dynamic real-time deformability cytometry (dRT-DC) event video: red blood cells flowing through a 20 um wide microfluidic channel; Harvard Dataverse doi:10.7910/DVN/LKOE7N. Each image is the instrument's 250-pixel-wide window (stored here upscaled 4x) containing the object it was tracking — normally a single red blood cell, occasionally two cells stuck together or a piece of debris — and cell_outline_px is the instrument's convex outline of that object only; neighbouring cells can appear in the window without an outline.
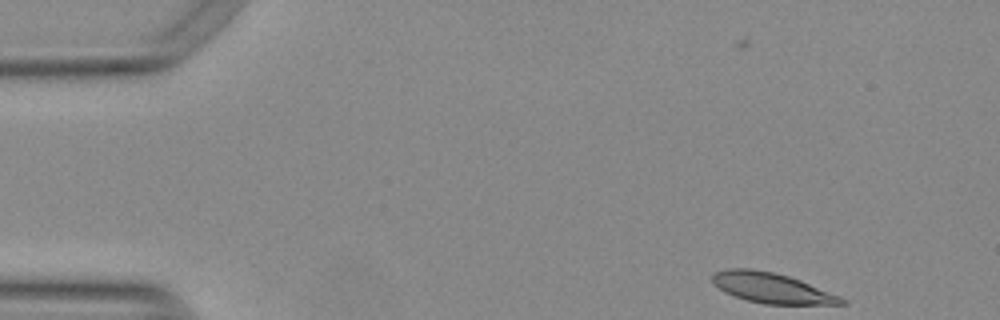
{"species": "Egyptian fruit bat (a non-hibernating species)", "species_latin": "Rousettus aegyptiacus", "temperature_condition": "warm", "stored_images_in_passage": 50, "camera_frame_rate_fps": 3000, "um_per_image_px": 0.085, "animal": {"sex": "female"}, "frame": {"image": 1, "passage_image": 1, "time_ms": 0.0, "image_size_px": [1000, 320], "cell_outline_px": [[848, 304], [764, 304], [748, 300], [724, 292], [712, 280], [712, 272], [728, 268], [752, 268], [776, 272], [800, 280], [840, 296], [848, 300]], "centroid_in_image_um": [65.61, 24.46], "position_along_channel_um": 19.4, "area_um2": 22.72}}
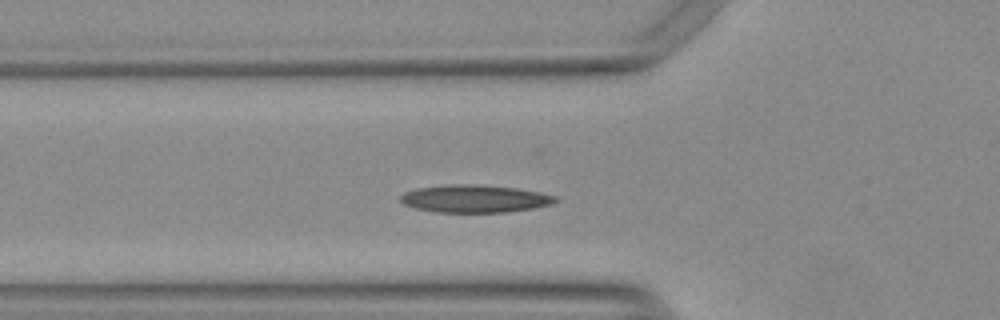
{"frame": {"image": 2, "passage_image": 14, "time_ms": 4.333, "image_size_px": [1000, 320], "cell_outline_px": [[556, 200], [552, 204], [532, 208], [508, 212], [436, 212], [416, 208], [404, 204], [400, 200], [400, 196], [404, 192], [416, 188], [456, 184], [468, 184], [512, 188], [536, 192], [556, 196]], "centroid_in_image_um": [40.3, 16.9], "position_along_channel_um": 85.5, "area_um2": 24.45}}
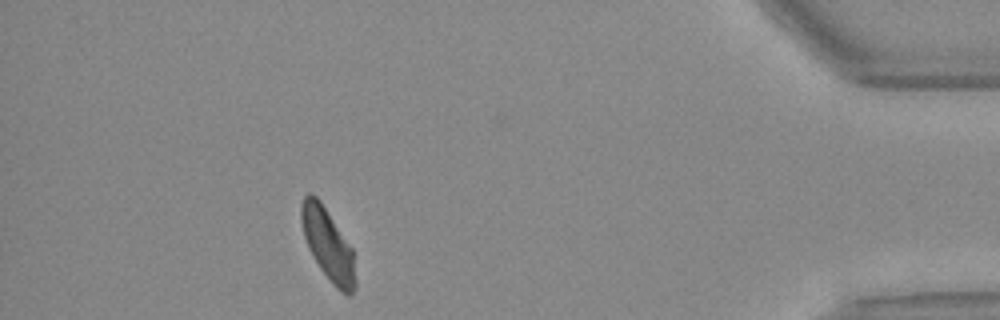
{"frame": {"image": 3, "passage_image": 44, "time_ms": 14.333, "image_size_px": [1000, 320], "cell_outline_px": [[356, 284], [352, 292], [348, 296], [340, 292], [332, 284], [320, 268], [308, 248], [304, 236], [300, 220], [300, 208], [304, 196], [308, 192], [316, 196], [320, 200], [352, 248], [356, 280]], "centroid_in_image_um": [27.86, 20.79], "position_along_channel_um": 407.3, "area_um2": 22.54}, "authors_computed_cell_mechanics": {"area_um2": 23.2934, "velocity_mm_per_s": 3.7556, "shape_relaxation_time_tau1_ms": null, "shape_relaxation_time_tau2_ms": 5.4395, "deformation_change_tau1": null, "deformation_change_tau2": 0.1323}}